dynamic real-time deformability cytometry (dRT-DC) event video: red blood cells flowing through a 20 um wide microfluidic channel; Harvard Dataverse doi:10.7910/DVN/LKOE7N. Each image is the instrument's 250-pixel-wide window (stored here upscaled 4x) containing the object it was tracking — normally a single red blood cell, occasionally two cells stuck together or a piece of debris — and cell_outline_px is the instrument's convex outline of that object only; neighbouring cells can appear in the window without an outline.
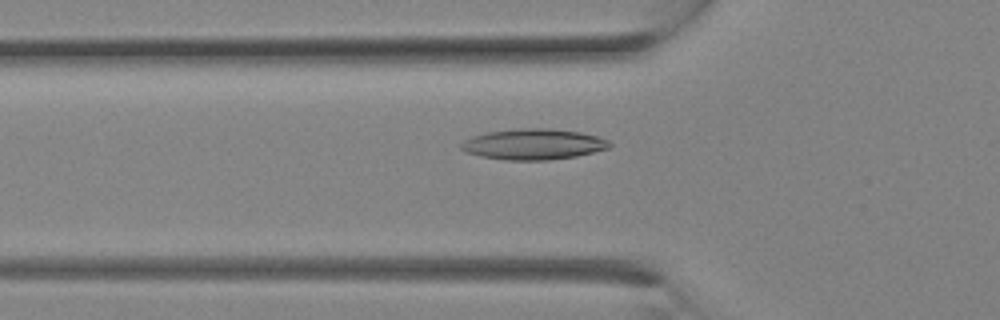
{"species": "Egyptian fruit bat (a non-hibernating species)", "species_latin": "Rousettus aegyptiacus", "temperature_condition": "room temperature", "stored_images_in_passage": 21, "camera_frame_rate_fps": 3000, "um_per_image_px": 0.085, "animal": {"sex": "female"}, "frame": {"image": 1, "passage_image": 10, "time_ms": 3.0, "image_size_px": [1000, 320], "cell_outline_px": [[612, 144], [608, 148], [576, 156], [548, 160], [504, 160], [480, 156], [464, 152], [460, 148], [460, 144], [464, 140], [472, 136], [488, 132], [516, 128], [548, 128], [580, 132], [596, 136], [608, 140]], "centroid_in_image_um": [45.3, 12.26], "position_along_channel_um": 80.5, "area_um2": 26.65}}
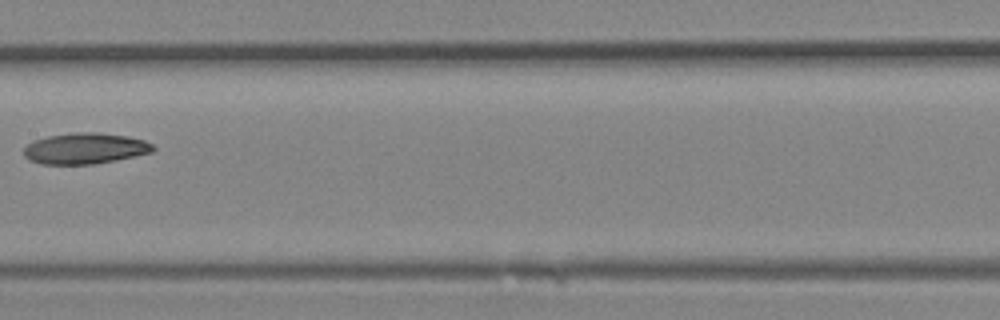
{"frame": {"image": 2, "passage_image": 15, "time_ms": 4.667, "image_size_px": [1000, 320], "cell_outline_px": [[156, 148], [152, 152], [116, 160], [92, 164], [40, 164], [28, 160], [24, 156], [24, 148], [28, 144], [36, 140], [48, 136], [80, 132], [100, 132], [128, 136], [144, 140], [152, 144]], "centroid_in_image_um": [7.24, 12.62], "position_along_channel_um": 200.2, "area_um2": 23.29}}
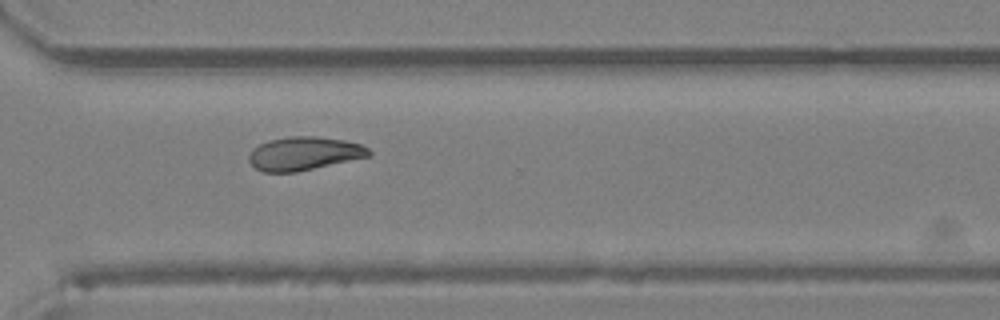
{"frame": {"image": 3, "passage_image": 21, "time_ms": 6.667, "image_size_px": [1000, 320], "cell_outline_px": [[372, 152], [368, 156], [296, 172], [264, 172], [256, 168], [248, 160], [248, 156], [252, 148], [268, 140], [288, 136], [316, 136], [344, 140], [360, 144], [368, 148]], "centroid_in_image_um": [25.8, 13.04], "position_along_channel_um": 344.8, "area_um2": 23.24}}